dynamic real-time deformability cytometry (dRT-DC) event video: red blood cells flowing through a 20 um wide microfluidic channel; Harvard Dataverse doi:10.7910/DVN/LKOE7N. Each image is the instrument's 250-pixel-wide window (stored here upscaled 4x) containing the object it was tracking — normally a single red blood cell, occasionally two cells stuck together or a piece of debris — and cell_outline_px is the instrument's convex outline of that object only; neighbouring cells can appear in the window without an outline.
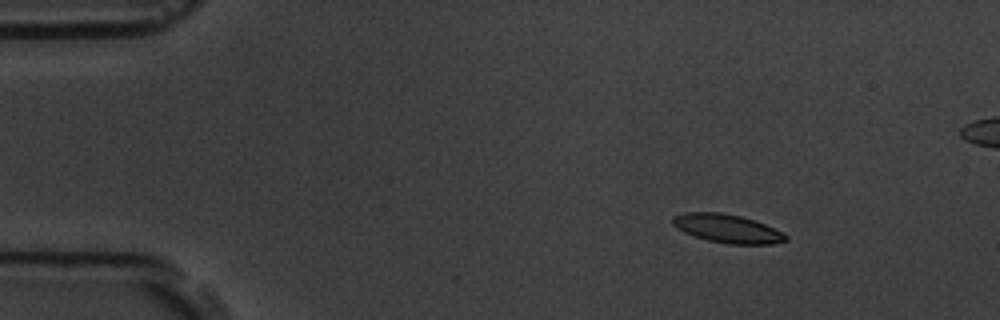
{"species": "common noctule bat (a hibernating species)", "species_latin": "Nyctalus noctula", "temperature_condition": "room temperature", "stored_images_in_passage": 9, "camera_frame_rate_fps": 3000, "um_per_image_px": 0.085, "animal": {"sex": "male", "body_mass_g": 19.5, "forearm_length_mm": 54.6}, "frame": {"image": 1, "passage_image": 2, "time_ms": 1.0, "image_size_px": [1000, 320], "cell_outline_px": [[788, 240], [772, 244], [728, 244], [708, 240], [684, 232], [676, 228], [672, 224], [672, 216], [684, 212], [720, 212], [740, 216], [764, 224], [784, 232], [788, 236]], "centroid_in_image_um": [61.81, 19.42], "position_along_channel_um": 23.2, "area_um2": 18.79}}
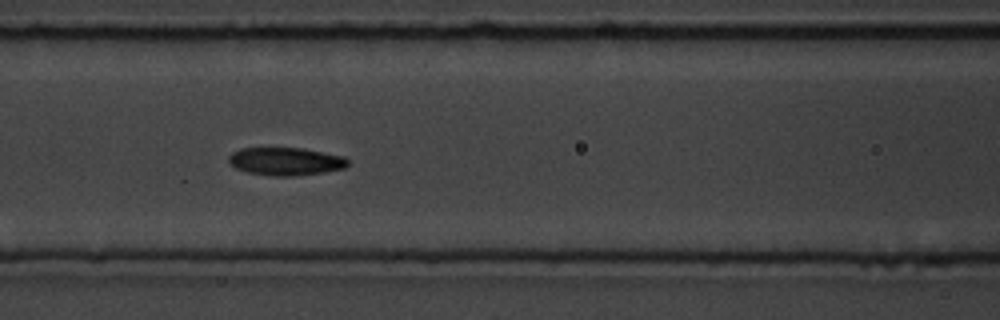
{"frame": {"image": 2, "passage_image": 7, "time_ms": 6.667, "image_size_px": [1000, 320], "cell_outline_px": [[348, 164], [344, 168], [324, 172], [296, 176], [272, 176], [248, 172], [236, 168], [228, 160], [228, 156], [232, 152], [240, 148], [304, 148], [344, 156], [348, 160]], "centroid_in_image_um": [24.29, 13.71], "position_along_channel_um": 142.3, "area_um2": 19.42}}
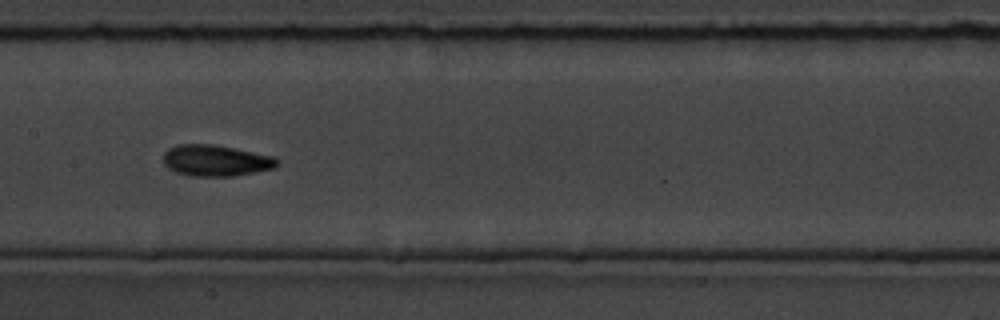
{"frame": {"image": 3, "passage_image": 8, "time_ms": 8.0, "image_size_px": [1000, 320], "cell_outline_px": [[280, 164], [276, 168], [256, 172], [232, 176], [188, 176], [176, 172], [168, 168], [164, 164], [164, 152], [168, 148], [176, 144], [212, 144], [272, 156], [280, 160]], "centroid_in_image_um": [18.34, 13.65], "position_along_channel_um": 189.1, "area_um2": 20.81}}